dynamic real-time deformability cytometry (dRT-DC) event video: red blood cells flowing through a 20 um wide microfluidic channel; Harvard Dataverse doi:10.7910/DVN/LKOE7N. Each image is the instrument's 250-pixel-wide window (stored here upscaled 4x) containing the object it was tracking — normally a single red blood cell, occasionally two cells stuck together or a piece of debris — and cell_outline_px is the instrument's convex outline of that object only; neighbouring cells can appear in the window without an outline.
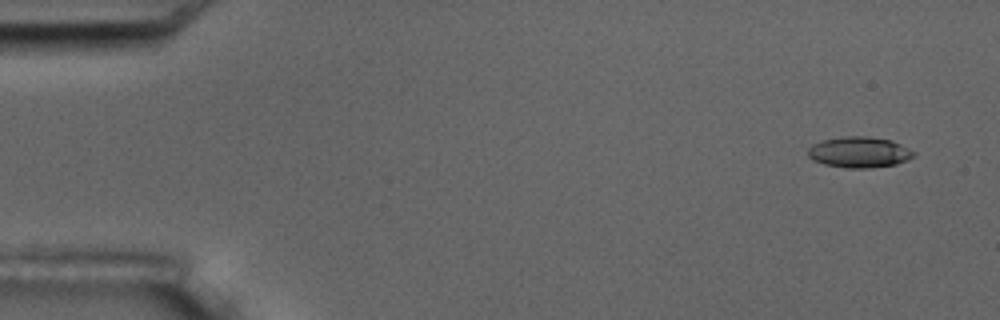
{"species": "common noctule bat (a hibernating species)", "species_latin": "Nyctalus noctula", "temperature_condition": "room temperature", "stored_images_in_passage": 6, "camera_frame_rate_fps": 3000, "um_per_image_px": 0.085, "animal": {"sex": "male", "body_mass_g": 17.5, "forearm_length_mm": 52.3}, "frame": {"image": 1, "passage_image": 1, "time_ms": 0.0, "image_size_px": [1000, 320], "cell_outline_px": [[916, 152], [908, 160], [896, 164], [868, 168], [844, 168], [824, 164], [812, 160], [808, 156], [808, 148], [812, 144], [824, 140], [844, 136], [868, 136], [892, 140]], "centroid_in_image_um": [73.02, 12.94], "position_along_channel_um": 12.0, "area_um2": 19.07}}
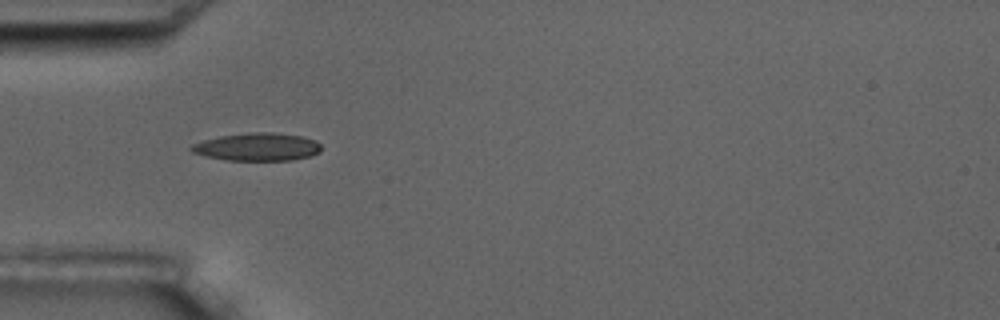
{"frame": {"image": 2, "passage_image": 5, "time_ms": 4.667, "image_size_px": [1000, 320], "cell_outline_px": [[320, 152], [308, 156], [292, 160], [228, 160], [204, 156], [192, 152], [188, 148], [192, 144], [204, 140], [220, 136], [248, 132], [272, 132], [300, 136], [316, 140], [320, 144]], "centroid_in_image_um": [21.84, 12.48], "position_along_channel_um": 63.2, "area_um2": 21.04}}